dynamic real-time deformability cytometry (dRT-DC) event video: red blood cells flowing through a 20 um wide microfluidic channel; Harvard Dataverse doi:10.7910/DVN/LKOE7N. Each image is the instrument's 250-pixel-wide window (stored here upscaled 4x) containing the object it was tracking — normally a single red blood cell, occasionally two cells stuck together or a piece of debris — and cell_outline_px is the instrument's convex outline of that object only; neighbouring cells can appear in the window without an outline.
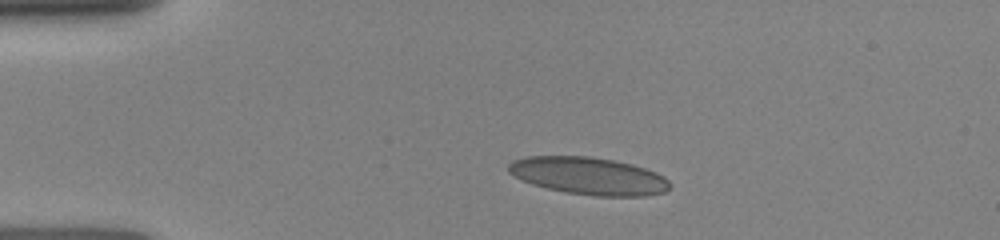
{"species": "human", "species_latin": "Homo sapiens", "temperature_condition": "room temperature", "stored_images_in_passage": 28, "camera_frame_rate_fps": 3000, "um_per_image_px": 0.085, "donor": {"sex": "female"}, "frame": {"image": 1, "passage_image": 1, "time_ms": 0.0, "image_size_px": [1000, 240], "cell_outline_px": [[672, 184], [664, 192], [644, 196], [596, 196], [564, 192], [532, 184], [508, 172], [508, 164], [512, 160], [524, 156], [588, 156], [612, 160], [632, 164], [656, 172], [664, 176]], "centroid_in_image_um": [50.04, 14.95], "position_along_channel_um": 35.0, "area_um2": 35.14}}
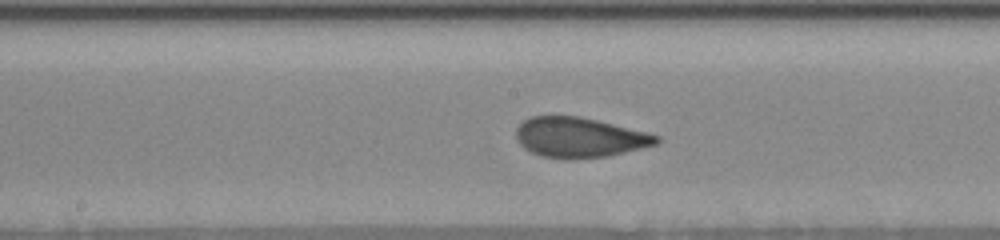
{"frame": {"image": 2, "passage_image": 16, "time_ms": 5.0, "image_size_px": [1000, 240], "cell_outline_px": [[660, 140], [656, 144], [608, 156], [540, 156], [524, 148], [516, 140], [516, 128], [528, 116], [552, 112], [580, 116], [648, 132], [660, 136]], "centroid_in_image_um": [49.19, 11.59], "position_along_channel_um": 199.0, "area_um2": 32.71}}
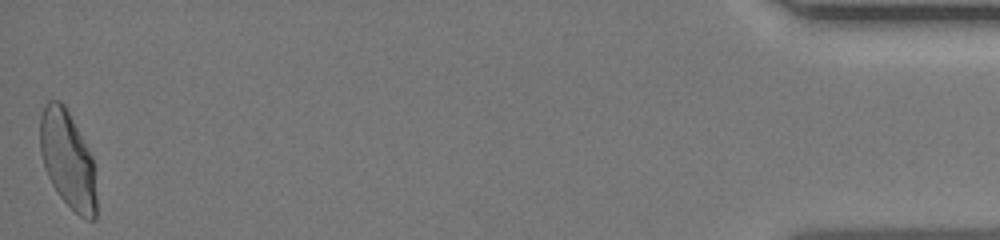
{"frame": {"image": 3, "passage_image": 28, "time_ms": 12.667, "image_size_px": [1000, 240], "cell_outline_px": [[96, 220], [88, 220], [80, 216], [60, 196], [52, 184], [48, 176], [40, 152], [40, 116], [44, 104], [48, 100], [60, 100], [64, 104], [92, 156], [96, 196]], "centroid_in_image_um": [5.74, 13.55], "position_along_channel_um": 429.5, "area_um2": 31.62}}